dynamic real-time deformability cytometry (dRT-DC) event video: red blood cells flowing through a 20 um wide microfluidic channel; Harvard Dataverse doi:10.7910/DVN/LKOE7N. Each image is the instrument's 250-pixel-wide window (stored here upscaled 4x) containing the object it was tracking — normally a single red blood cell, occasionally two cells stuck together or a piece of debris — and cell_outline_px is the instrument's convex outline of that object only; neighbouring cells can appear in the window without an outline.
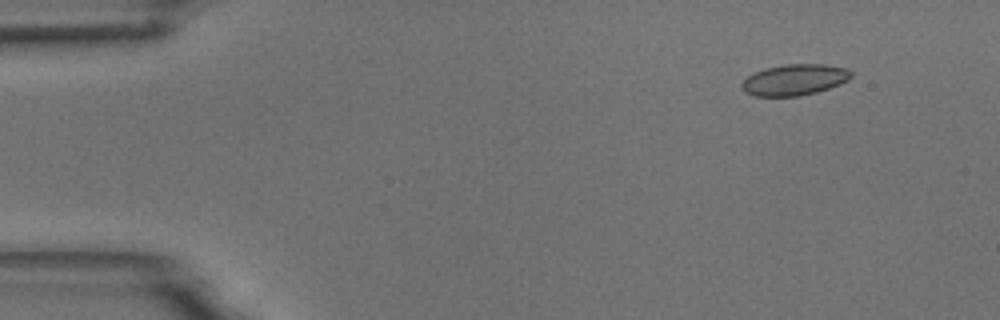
{"species": "common noctule bat (a hibernating species)", "species_latin": "Nyctalus noctula", "temperature_condition": "room temperature", "stored_images_in_passage": 14, "camera_frame_rate_fps": 3000, "um_per_image_px": 0.085, "animal": {"sex": "male", "body_mass_g": 18.8}, "frame": {"image": 1, "passage_image": 5, "time_ms": 1.333, "image_size_px": [1000, 320], "cell_outline_px": [[852, 76], [848, 80], [840, 84], [816, 92], [800, 96], [756, 96], [744, 92], [740, 88], [740, 84], [748, 76], [764, 68], [784, 64], [824, 64], [848, 68], [852, 72]], "centroid_in_image_um": [67.53, 6.78], "position_along_channel_um": 17.5, "area_um2": 19.94}}